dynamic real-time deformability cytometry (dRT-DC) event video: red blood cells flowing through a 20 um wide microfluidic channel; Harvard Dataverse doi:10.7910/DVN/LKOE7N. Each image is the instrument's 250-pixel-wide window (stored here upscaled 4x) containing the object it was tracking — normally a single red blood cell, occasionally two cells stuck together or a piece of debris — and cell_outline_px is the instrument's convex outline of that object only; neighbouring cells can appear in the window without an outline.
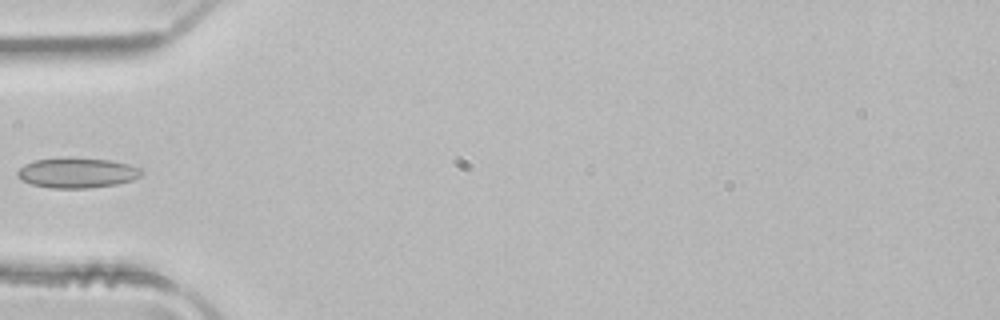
{"species": "common noctule bat (a hibernating species)", "species_latin": "Nyctalus noctula", "temperature_condition": "room temperature", "stored_images_in_passage": 4, "camera_frame_rate_fps": 3000, "um_per_image_px": 0.085, "animal": {"sex": "male", "body_mass_g": 21.5, "forearm_length_mm": 52.0}, "frame": {"image": 1, "passage_image": 4, "time_ms": 1.0, "image_size_px": [1000, 320], "cell_outline_px": [[144, 172], [140, 176], [132, 180], [116, 184], [88, 188], [52, 188], [32, 184], [16, 176], [16, 172], [24, 164], [36, 160], [68, 156], [108, 160], [132, 164], [140, 168]], "centroid_in_image_um": [6.57, 14.67], "position_along_channel_um": 78.4, "area_um2": 22.02}}